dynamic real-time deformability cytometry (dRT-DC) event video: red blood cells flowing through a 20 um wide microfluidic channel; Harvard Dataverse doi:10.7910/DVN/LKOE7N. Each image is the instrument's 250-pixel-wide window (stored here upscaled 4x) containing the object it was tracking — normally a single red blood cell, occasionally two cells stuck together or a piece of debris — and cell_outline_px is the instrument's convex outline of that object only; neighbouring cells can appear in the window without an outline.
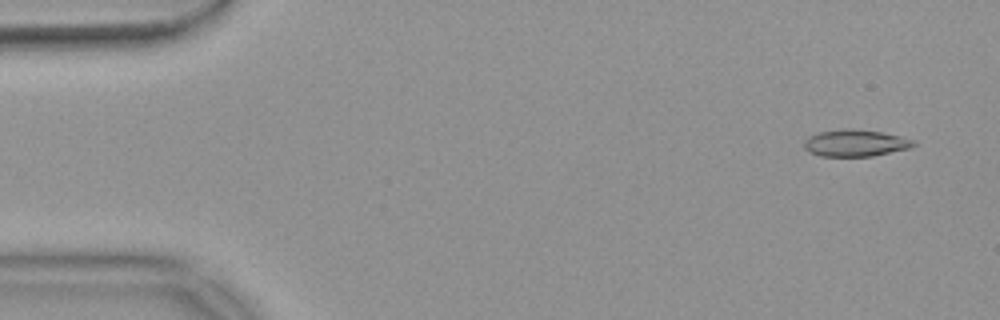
{"species": "common noctule bat (a hibernating species)", "species_latin": "Nyctalus noctula", "temperature_condition": "warm", "stored_images_in_passage": 54, "camera_frame_rate_fps": 3000, "um_per_image_px": 0.085, "animal": {"sex": "female", "body_mass_g": 18.4}, "frame": {"image": 1, "passage_image": 3, "time_ms": 0.667, "image_size_px": [1000, 320], "cell_outline_px": [[916, 144], [912, 148], [872, 156], [820, 156], [808, 152], [804, 148], [804, 140], [808, 136], [820, 132], [844, 128], [852, 128], [880, 132], [900, 136], [916, 140]], "centroid_in_image_um": [72.71, 12.16], "position_along_channel_um": 12.3, "area_um2": 17.28}}
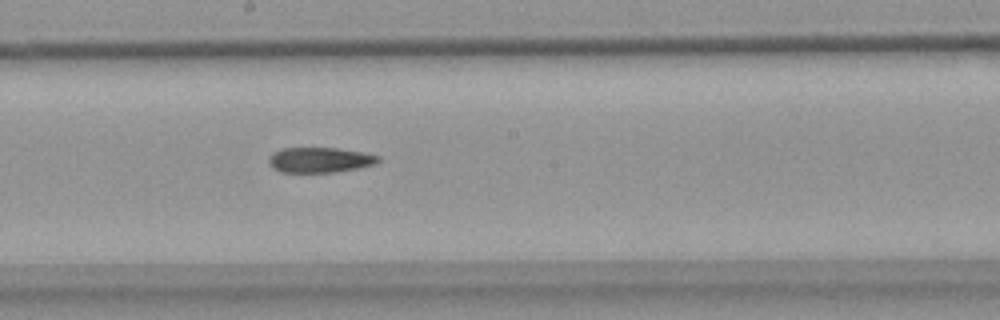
{"frame": {"image": 2, "passage_image": 29, "time_ms": 9.333, "image_size_px": [1000, 320], "cell_outline_px": [[380, 160], [376, 164], [356, 168], [332, 172], [280, 172], [272, 168], [268, 164], [268, 156], [272, 152], [280, 148], [336, 148], [364, 152], [380, 156]], "centroid_in_image_um": [27.13, 13.58], "position_along_channel_um": 221.1, "area_um2": 16.24}}
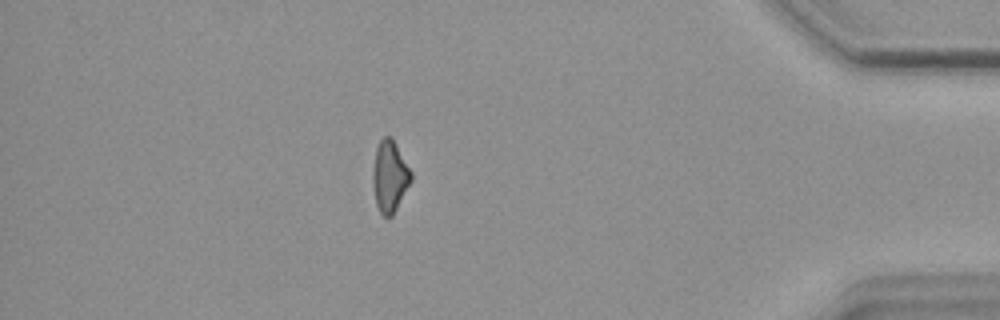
{"frame": {"image": 3, "passage_image": 47, "time_ms": 15.333, "image_size_px": [1000, 320], "cell_outline_px": [[412, 180], [392, 216], [388, 220], [380, 212], [376, 204], [372, 184], [372, 172], [376, 148], [380, 140], [384, 136], [392, 136], [412, 172]], "centroid_in_image_um": [33.12, 14.99], "position_along_channel_um": 402.1, "area_um2": 16.13}}